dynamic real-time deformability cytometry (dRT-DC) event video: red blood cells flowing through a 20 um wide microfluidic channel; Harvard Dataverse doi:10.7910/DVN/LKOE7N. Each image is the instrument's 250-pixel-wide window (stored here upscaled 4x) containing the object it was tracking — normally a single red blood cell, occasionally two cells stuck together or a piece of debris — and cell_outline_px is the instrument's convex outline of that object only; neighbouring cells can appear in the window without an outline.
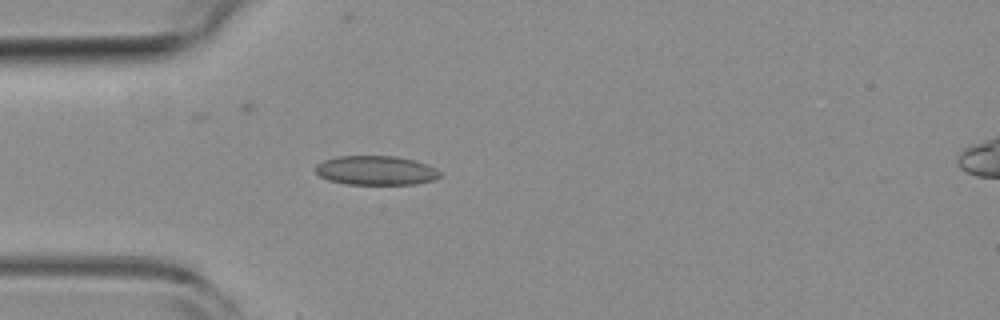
{"species": "common noctule bat (a hibernating species)", "species_latin": "Nyctalus noctula", "temperature_condition": "room temperature", "stored_images_in_passage": 23, "camera_frame_rate_fps": 3000, "um_per_image_px": 0.085, "animal": {"sex": "female", "body_mass_g": 19.3, "forearm_length_mm": 54.1}, "frame": {"image": 1, "passage_image": 1, "time_ms": 0.0, "image_size_px": [1000, 320], "cell_outline_px": [[440, 176], [436, 180], [416, 184], [348, 184], [328, 180], [320, 176], [316, 172], [316, 164], [324, 160], [336, 156], [396, 156], [416, 160], [440, 172]], "centroid_in_image_um": [31.94, 14.48], "position_along_channel_um": 53.1, "area_um2": 21.15}}
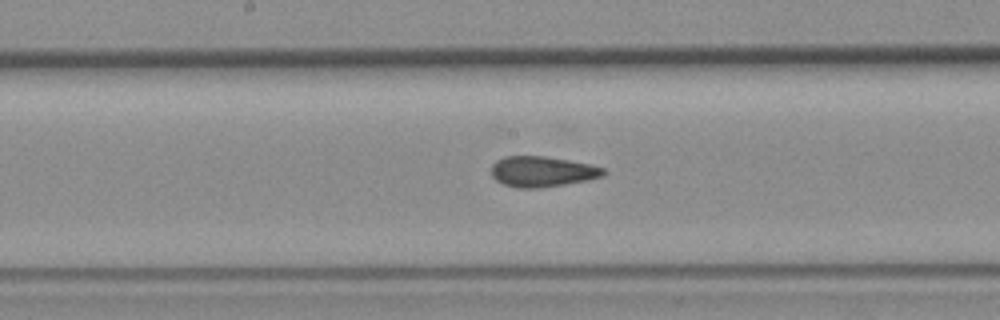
{"frame": {"image": 2, "passage_image": 13, "time_ms": 4.0, "image_size_px": [1000, 320], "cell_outline_px": [[608, 172], [604, 176], [588, 180], [540, 188], [516, 188], [504, 184], [496, 180], [492, 176], [492, 164], [496, 160], [504, 156], [544, 156], [568, 160], [588, 164], [604, 168]], "centroid_in_image_um": [46.09, 14.58], "position_along_channel_um": 202.1, "area_um2": 20.0}}
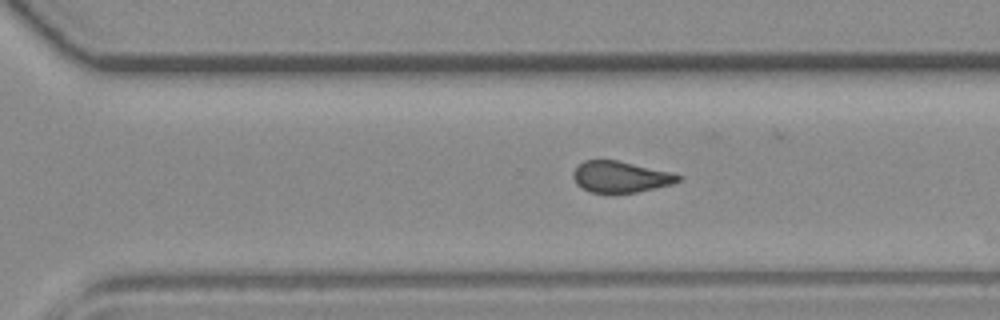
{"frame": {"image": 3, "passage_image": 22, "time_ms": 7.0, "image_size_px": [1000, 320], "cell_outline_px": [[684, 176], [680, 180], [672, 184], [636, 192], [588, 192], [576, 184], [572, 176], [572, 172], [584, 160], [616, 160], [672, 172]], "centroid_in_image_um": [52.74, 15.02], "position_along_channel_um": 317.9, "area_um2": 19.02}}